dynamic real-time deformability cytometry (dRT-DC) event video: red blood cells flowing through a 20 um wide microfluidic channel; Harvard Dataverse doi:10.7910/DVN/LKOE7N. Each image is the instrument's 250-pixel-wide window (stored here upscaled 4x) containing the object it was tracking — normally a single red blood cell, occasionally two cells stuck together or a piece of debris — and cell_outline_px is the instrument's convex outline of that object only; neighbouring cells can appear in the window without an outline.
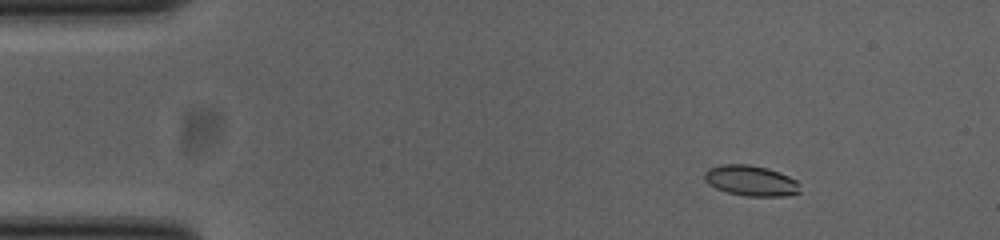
{"species": "common noctule bat (a hibernating species)", "species_latin": "Nyctalus noctula", "temperature_condition": "cold", "stored_images_in_passage": 47, "camera_frame_rate_fps": 3000, "um_per_image_px": 0.085, "animal": {"sex": "female", "body_mass_g": 23.0, "forearm_length_mm": 53.4}, "frame": {"image": 1, "passage_image": 1, "time_ms": 0.0, "image_size_px": [1000, 240], "cell_outline_px": [[800, 192], [788, 196], [744, 196], [728, 192], [716, 188], [708, 184], [704, 180], [704, 172], [708, 168], [720, 164], [748, 164], [768, 168], [788, 176], [796, 180], [800, 184]], "centroid_in_image_um": [63.81, 15.35], "position_along_channel_um": 21.2, "area_um2": 17.17}}
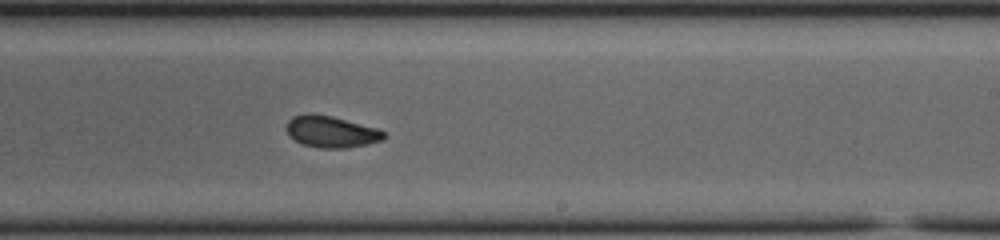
{"frame": {"image": 2, "passage_image": 26, "time_ms": 8.333, "image_size_px": [1000, 240], "cell_outline_px": [[388, 136], [384, 140], [368, 144], [344, 148], [320, 148], [304, 144], [288, 136], [284, 128], [288, 120], [292, 116], [308, 112], [312, 112], [332, 116], [376, 128], [384, 132]], "centroid_in_image_um": [28.12, 11.18], "position_along_channel_um": 260.9, "area_um2": 18.21}}
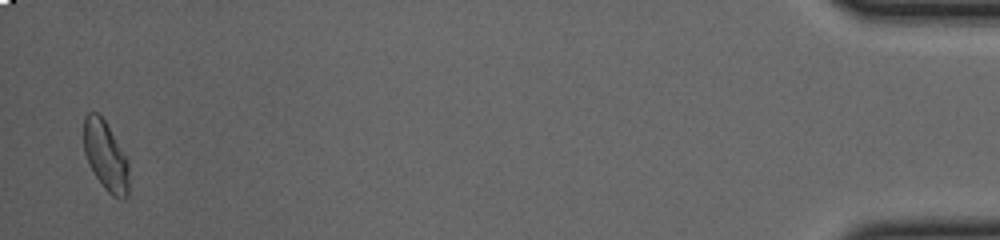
{"frame": {"image": 3, "passage_image": 46, "time_ms": 15.0, "image_size_px": [1000, 240], "cell_outline_px": [[128, 196], [124, 200], [120, 200], [112, 196], [104, 188], [96, 176], [84, 152], [84, 116], [88, 112], [96, 112], [104, 120], [128, 160]], "centroid_in_image_um": [8.99, 13.28], "position_along_channel_um": 426.2, "area_um2": 18.03}, "authors_computed_cell_mechanics": {"area_um2": 17.918, "velocity_mm_per_s": 3.8607, "shape_relaxation_time_tau1_ms": 9.9333, "shape_relaxation_time_tau2_ms": 1.7613, "deformation_change_tau1": 0.2035, "deformation_change_tau2": 0.0592}}